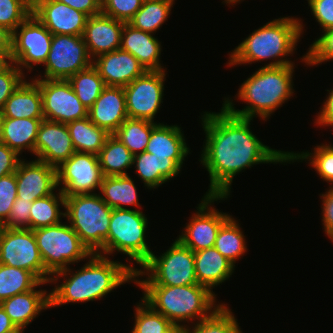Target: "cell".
Masks as SVG:
<instances>
[{
    "mask_svg": "<svg viewBox=\"0 0 333 333\" xmlns=\"http://www.w3.org/2000/svg\"><path fill=\"white\" fill-rule=\"evenodd\" d=\"M203 112L202 128L206 134L199 162L207 169L210 186L205 195L229 196L236 174L261 163H288V151L263 144L250 129L252 119L229 113Z\"/></svg>",
    "mask_w": 333,
    "mask_h": 333,
    "instance_id": "1",
    "label": "cell"
},
{
    "mask_svg": "<svg viewBox=\"0 0 333 333\" xmlns=\"http://www.w3.org/2000/svg\"><path fill=\"white\" fill-rule=\"evenodd\" d=\"M87 260L89 261L75 273L69 267L52 275L49 283L57 284L60 277H64L62 280L65 281L52 288L51 307L100 300L118 286L135 281L137 268L133 265L113 261L108 256L97 253L91 254Z\"/></svg>",
    "mask_w": 333,
    "mask_h": 333,
    "instance_id": "2",
    "label": "cell"
},
{
    "mask_svg": "<svg viewBox=\"0 0 333 333\" xmlns=\"http://www.w3.org/2000/svg\"><path fill=\"white\" fill-rule=\"evenodd\" d=\"M294 69V65L258 68L240 85L236 94L247 106L242 110L235 109L230 97L224 98L222 106L234 116L252 120L258 116L266 121L293 96Z\"/></svg>",
    "mask_w": 333,
    "mask_h": 333,
    "instance_id": "3",
    "label": "cell"
},
{
    "mask_svg": "<svg viewBox=\"0 0 333 333\" xmlns=\"http://www.w3.org/2000/svg\"><path fill=\"white\" fill-rule=\"evenodd\" d=\"M301 21L292 16L280 17L256 29L229 54L228 67L266 59L273 61L265 67L295 65L293 61L284 57L293 55L296 50L295 47L303 34L304 25Z\"/></svg>",
    "mask_w": 333,
    "mask_h": 333,
    "instance_id": "4",
    "label": "cell"
},
{
    "mask_svg": "<svg viewBox=\"0 0 333 333\" xmlns=\"http://www.w3.org/2000/svg\"><path fill=\"white\" fill-rule=\"evenodd\" d=\"M143 300L172 324L185 328V322H197L210 317L223 303L216 304V295L199 285L163 286L138 285ZM193 319V320H192ZM180 322V323H179ZM181 322H184L181 324Z\"/></svg>",
    "mask_w": 333,
    "mask_h": 333,
    "instance_id": "5",
    "label": "cell"
},
{
    "mask_svg": "<svg viewBox=\"0 0 333 333\" xmlns=\"http://www.w3.org/2000/svg\"><path fill=\"white\" fill-rule=\"evenodd\" d=\"M101 193L65 196V218L81 242L94 254L105 256L112 209L100 197Z\"/></svg>",
    "mask_w": 333,
    "mask_h": 333,
    "instance_id": "6",
    "label": "cell"
},
{
    "mask_svg": "<svg viewBox=\"0 0 333 333\" xmlns=\"http://www.w3.org/2000/svg\"><path fill=\"white\" fill-rule=\"evenodd\" d=\"M143 268V269H142ZM146 279L139 280L141 276ZM137 277V278H136ZM136 285L185 286L198 284L195 273L194 252L175 239L162 255L153 252L135 271Z\"/></svg>",
    "mask_w": 333,
    "mask_h": 333,
    "instance_id": "7",
    "label": "cell"
},
{
    "mask_svg": "<svg viewBox=\"0 0 333 333\" xmlns=\"http://www.w3.org/2000/svg\"><path fill=\"white\" fill-rule=\"evenodd\" d=\"M147 228L148 220L142 211L113 208L105 239V256L116 250L142 266L152 253L145 240Z\"/></svg>",
    "mask_w": 333,
    "mask_h": 333,
    "instance_id": "8",
    "label": "cell"
},
{
    "mask_svg": "<svg viewBox=\"0 0 333 333\" xmlns=\"http://www.w3.org/2000/svg\"><path fill=\"white\" fill-rule=\"evenodd\" d=\"M33 232L44 267L51 275L92 254L69 224L60 222Z\"/></svg>",
    "mask_w": 333,
    "mask_h": 333,
    "instance_id": "9",
    "label": "cell"
},
{
    "mask_svg": "<svg viewBox=\"0 0 333 333\" xmlns=\"http://www.w3.org/2000/svg\"><path fill=\"white\" fill-rule=\"evenodd\" d=\"M0 264L32 272L41 282H50L37 241L31 229L0 228Z\"/></svg>",
    "mask_w": 333,
    "mask_h": 333,
    "instance_id": "10",
    "label": "cell"
},
{
    "mask_svg": "<svg viewBox=\"0 0 333 333\" xmlns=\"http://www.w3.org/2000/svg\"><path fill=\"white\" fill-rule=\"evenodd\" d=\"M93 65L83 36L53 35L51 48L44 63V76L38 79L68 80L72 75Z\"/></svg>",
    "mask_w": 333,
    "mask_h": 333,
    "instance_id": "11",
    "label": "cell"
},
{
    "mask_svg": "<svg viewBox=\"0 0 333 333\" xmlns=\"http://www.w3.org/2000/svg\"><path fill=\"white\" fill-rule=\"evenodd\" d=\"M53 34L31 14L13 32L11 61L23 72L45 63Z\"/></svg>",
    "mask_w": 333,
    "mask_h": 333,
    "instance_id": "12",
    "label": "cell"
},
{
    "mask_svg": "<svg viewBox=\"0 0 333 333\" xmlns=\"http://www.w3.org/2000/svg\"><path fill=\"white\" fill-rule=\"evenodd\" d=\"M56 176L57 187H61L58 189L64 196L95 193L100 189L104 177L98 156L83 152H75L61 163L56 168Z\"/></svg>",
    "mask_w": 333,
    "mask_h": 333,
    "instance_id": "13",
    "label": "cell"
},
{
    "mask_svg": "<svg viewBox=\"0 0 333 333\" xmlns=\"http://www.w3.org/2000/svg\"><path fill=\"white\" fill-rule=\"evenodd\" d=\"M228 197L204 195L196 213L192 214L189 223L177 239L193 252L214 247L218 230L231 215L219 212L212 204Z\"/></svg>",
    "mask_w": 333,
    "mask_h": 333,
    "instance_id": "14",
    "label": "cell"
},
{
    "mask_svg": "<svg viewBox=\"0 0 333 333\" xmlns=\"http://www.w3.org/2000/svg\"><path fill=\"white\" fill-rule=\"evenodd\" d=\"M32 80L40 88L46 120L68 124L88 117V109L78 99L68 80Z\"/></svg>",
    "mask_w": 333,
    "mask_h": 333,
    "instance_id": "15",
    "label": "cell"
},
{
    "mask_svg": "<svg viewBox=\"0 0 333 333\" xmlns=\"http://www.w3.org/2000/svg\"><path fill=\"white\" fill-rule=\"evenodd\" d=\"M166 70L146 71L124 88L126 110L129 118L154 122L163 103Z\"/></svg>",
    "mask_w": 333,
    "mask_h": 333,
    "instance_id": "16",
    "label": "cell"
},
{
    "mask_svg": "<svg viewBox=\"0 0 333 333\" xmlns=\"http://www.w3.org/2000/svg\"><path fill=\"white\" fill-rule=\"evenodd\" d=\"M17 198L33 202L51 195L57 187L56 167L37 159H22L15 171Z\"/></svg>",
    "mask_w": 333,
    "mask_h": 333,
    "instance_id": "17",
    "label": "cell"
},
{
    "mask_svg": "<svg viewBox=\"0 0 333 333\" xmlns=\"http://www.w3.org/2000/svg\"><path fill=\"white\" fill-rule=\"evenodd\" d=\"M75 152L67 125L43 119L34 148L37 160L57 168Z\"/></svg>",
    "mask_w": 333,
    "mask_h": 333,
    "instance_id": "18",
    "label": "cell"
},
{
    "mask_svg": "<svg viewBox=\"0 0 333 333\" xmlns=\"http://www.w3.org/2000/svg\"><path fill=\"white\" fill-rule=\"evenodd\" d=\"M93 66L105 85L114 87H125L146 72L132 54L121 49L97 56Z\"/></svg>",
    "mask_w": 333,
    "mask_h": 333,
    "instance_id": "19",
    "label": "cell"
},
{
    "mask_svg": "<svg viewBox=\"0 0 333 333\" xmlns=\"http://www.w3.org/2000/svg\"><path fill=\"white\" fill-rule=\"evenodd\" d=\"M53 34L82 36L88 16L62 2L47 0L32 11Z\"/></svg>",
    "mask_w": 333,
    "mask_h": 333,
    "instance_id": "20",
    "label": "cell"
},
{
    "mask_svg": "<svg viewBox=\"0 0 333 333\" xmlns=\"http://www.w3.org/2000/svg\"><path fill=\"white\" fill-rule=\"evenodd\" d=\"M124 24L102 12L88 17L82 36L92 59L120 49Z\"/></svg>",
    "mask_w": 333,
    "mask_h": 333,
    "instance_id": "21",
    "label": "cell"
},
{
    "mask_svg": "<svg viewBox=\"0 0 333 333\" xmlns=\"http://www.w3.org/2000/svg\"><path fill=\"white\" fill-rule=\"evenodd\" d=\"M88 118L110 135L114 134L128 118L124 88L106 86L88 110Z\"/></svg>",
    "mask_w": 333,
    "mask_h": 333,
    "instance_id": "22",
    "label": "cell"
},
{
    "mask_svg": "<svg viewBox=\"0 0 333 333\" xmlns=\"http://www.w3.org/2000/svg\"><path fill=\"white\" fill-rule=\"evenodd\" d=\"M153 35L125 23L120 49L132 54L146 71L165 70L160 63L161 42Z\"/></svg>",
    "mask_w": 333,
    "mask_h": 333,
    "instance_id": "23",
    "label": "cell"
},
{
    "mask_svg": "<svg viewBox=\"0 0 333 333\" xmlns=\"http://www.w3.org/2000/svg\"><path fill=\"white\" fill-rule=\"evenodd\" d=\"M10 320L24 331L42 310L51 308L50 292L32 289L28 292L14 295L0 303Z\"/></svg>",
    "mask_w": 333,
    "mask_h": 333,
    "instance_id": "24",
    "label": "cell"
},
{
    "mask_svg": "<svg viewBox=\"0 0 333 333\" xmlns=\"http://www.w3.org/2000/svg\"><path fill=\"white\" fill-rule=\"evenodd\" d=\"M145 151L154 154V157L170 158L182 169L190 149L181 127L158 123L152 129Z\"/></svg>",
    "mask_w": 333,
    "mask_h": 333,
    "instance_id": "25",
    "label": "cell"
},
{
    "mask_svg": "<svg viewBox=\"0 0 333 333\" xmlns=\"http://www.w3.org/2000/svg\"><path fill=\"white\" fill-rule=\"evenodd\" d=\"M195 273L199 285L213 292L215 286L228 280L235 265L222 256L215 247L194 252Z\"/></svg>",
    "mask_w": 333,
    "mask_h": 333,
    "instance_id": "26",
    "label": "cell"
},
{
    "mask_svg": "<svg viewBox=\"0 0 333 333\" xmlns=\"http://www.w3.org/2000/svg\"><path fill=\"white\" fill-rule=\"evenodd\" d=\"M1 113L3 118H44L39 86L25 79L7 99Z\"/></svg>",
    "mask_w": 333,
    "mask_h": 333,
    "instance_id": "27",
    "label": "cell"
},
{
    "mask_svg": "<svg viewBox=\"0 0 333 333\" xmlns=\"http://www.w3.org/2000/svg\"><path fill=\"white\" fill-rule=\"evenodd\" d=\"M45 118H3L0 142L19 155L24 150L34 154L37 134Z\"/></svg>",
    "mask_w": 333,
    "mask_h": 333,
    "instance_id": "28",
    "label": "cell"
},
{
    "mask_svg": "<svg viewBox=\"0 0 333 333\" xmlns=\"http://www.w3.org/2000/svg\"><path fill=\"white\" fill-rule=\"evenodd\" d=\"M133 165L147 189H156L177 177L181 168L170 158L154 157L146 151L134 155Z\"/></svg>",
    "mask_w": 333,
    "mask_h": 333,
    "instance_id": "29",
    "label": "cell"
},
{
    "mask_svg": "<svg viewBox=\"0 0 333 333\" xmlns=\"http://www.w3.org/2000/svg\"><path fill=\"white\" fill-rule=\"evenodd\" d=\"M99 191L102 193L100 197L111 208L129 209L126 205L141 207L137 188L129 175L104 176Z\"/></svg>",
    "mask_w": 333,
    "mask_h": 333,
    "instance_id": "30",
    "label": "cell"
},
{
    "mask_svg": "<svg viewBox=\"0 0 333 333\" xmlns=\"http://www.w3.org/2000/svg\"><path fill=\"white\" fill-rule=\"evenodd\" d=\"M67 128L76 152L98 155L110 134L96 126L88 117L69 122Z\"/></svg>",
    "mask_w": 333,
    "mask_h": 333,
    "instance_id": "31",
    "label": "cell"
},
{
    "mask_svg": "<svg viewBox=\"0 0 333 333\" xmlns=\"http://www.w3.org/2000/svg\"><path fill=\"white\" fill-rule=\"evenodd\" d=\"M97 156L103 176L128 175L126 170L134 161V155L113 134L107 138Z\"/></svg>",
    "mask_w": 333,
    "mask_h": 333,
    "instance_id": "32",
    "label": "cell"
},
{
    "mask_svg": "<svg viewBox=\"0 0 333 333\" xmlns=\"http://www.w3.org/2000/svg\"><path fill=\"white\" fill-rule=\"evenodd\" d=\"M59 192L36 199L32 202L30 209V229L48 227L59 224L65 218V212L60 211V206L65 208V196ZM60 202V203H59Z\"/></svg>",
    "mask_w": 333,
    "mask_h": 333,
    "instance_id": "33",
    "label": "cell"
},
{
    "mask_svg": "<svg viewBox=\"0 0 333 333\" xmlns=\"http://www.w3.org/2000/svg\"><path fill=\"white\" fill-rule=\"evenodd\" d=\"M245 242L239 223L231 215L218 230L214 247L235 265L247 251Z\"/></svg>",
    "mask_w": 333,
    "mask_h": 333,
    "instance_id": "34",
    "label": "cell"
},
{
    "mask_svg": "<svg viewBox=\"0 0 333 333\" xmlns=\"http://www.w3.org/2000/svg\"><path fill=\"white\" fill-rule=\"evenodd\" d=\"M49 282H41L32 272L0 264V303Z\"/></svg>",
    "mask_w": 333,
    "mask_h": 333,
    "instance_id": "35",
    "label": "cell"
},
{
    "mask_svg": "<svg viewBox=\"0 0 333 333\" xmlns=\"http://www.w3.org/2000/svg\"><path fill=\"white\" fill-rule=\"evenodd\" d=\"M175 0H144L142 7L128 22L144 32L154 34L171 15Z\"/></svg>",
    "mask_w": 333,
    "mask_h": 333,
    "instance_id": "36",
    "label": "cell"
},
{
    "mask_svg": "<svg viewBox=\"0 0 333 333\" xmlns=\"http://www.w3.org/2000/svg\"><path fill=\"white\" fill-rule=\"evenodd\" d=\"M157 124V122L128 117L113 135L116 136L133 155H136L146 150L152 129Z\"/></svg>",
    "mask_w": 333,
    "mask_h": 333,
    "instance_id": "37",
    "label": "cell"
},
{
    "mask_svg": "<svg viewBox=\"0 0 333 333\" xmlns=\"http://www.w3.org/2000/svg\"><path fill=\"white\" fill-rule=\"evenodd\" d=\"M135 307V322L131 333H182L183 328L172 324L142 298Z\"/></svg>",
    "mask_w": 333,
    "mask_h": 333,
    "instance_id": "38",
    "label": "cell"
},
{
    "mask_svg": "<svg viewBox=\"0 0 333 333\" xmlns=\"http://www.w3.org/2000/svg\"><path fill=\"white\" fill-rule=\"evenodd\" d=\"M68 82L78 99L88 110L106 87L98 70L93 65L72 75Z\"/></svg>",
    "mask_w": 333,
    "mask_h": 333,
    "instance_id": "39",
    "label": "cell"
},
{
    "mask_svg": "<svg viewBox=\"0 0 333 333\" xmlns=\"http://www.w3.org/2000/svg\"><path fill=\"white\" fill-rule=\"evenodd\" d=\"M186 326L182 333H243L237 319L224 303L210 317ZM192 328V330H191Z\"/></svg>",
    "mask_w": 333,
    "mask_h": 333,
    "instance_id": "40",
    "label": "cell"
},
{
    "mask_svg": "<svg viewBox=\"0 0 333 333\" xmlns=\"http://www.w3.org/2000/svg\"><path fill=\"white\" fill-rule=\"evenodd\" d=\"M288 163L303 161L308 159L309 165L314 168L318 175L324 181L328 183H333V145L331 144H322L315 146L314 152H301L294 153L288 152Z\"/></svg>",
    "mask_w": 333,
    "mask_h": 333,
    "instance_id": "41",
    "label": "cell"
},
{
    "mask_svg": "<svg viewBox=\"0 0 333 333\" xmlns=\"http://www.w3.org/2000/svg\"><path fill=\"white\" fill-rule=\"evenodd\" d=\"M31 14L23 0H0V25L12 33Z\"/></svg>",
    "mask_w": 333,
    "mask_h": 333,
    "instance_id": "42",
    "label": "cell"
},
{
    "mask_svg": "<svg viewBox=\"0 0 333 333\" xmlns=\"http://www.w3.org/2000/svg\"><path fill=\"white\" fill-rule=\"evenodd\" d=\"M310 45L301 59L308 66H315L333 60V28L324 32Z\"/></svg>",
    "mask_w": 333,
    "mask_h": 333,
    "instance_id": "43",
    "label": "cell"
},
{
    "mask_svg": "<svg viewBox=\"0 0 333 333\" xmlns=\"http://www.w3.org/2000/svg\"><path fill=\"white\" fill-rule=\"evenodd\" d=\"M144 0H101V12L128 23L142 7Z\"/></svg>",
    "mask_w": 333,
    "mask_h": 333,
    "instance_id": "44",
    "label": "cell"
},
{
    "mask_svg": "<svg viewBox=\"0 0 333 333\" xmlns=\"http://www.w3.org/2000/svg\"><path fill=\"white\" fill-rule=\"evenodd\" d=\"M17 199V181L15 173L0 178V225L9 217Z\"/></svg>",
    "mask_w": 333,
    "mask_h": 333,
    "instance_id": "45",
    "label": "cell"
},
{
    "mask_svg": "<svg viewBox=\"0 0 333 333\" xmlns=\"http://www.w3.org/2000/svg\"><path fill=\"white\" fill-rule=\"evenodd\" d=\"M24 77V73L13 62L0 72V111L3 109L7 99L25 80Z\"/></svg>",
    "mask_w": 333,
    "mask_h": 333,
    "instance_id": "46",
    "label": "cell"
},
{
    "mask_svg": "<svg viewBox=\"0 0 333 333\" xmlns=\"http://www.w3.org/2000/svg\"><path fill=\"white\" fill-rule=\"evenodd\" d=\"M32 202L17 198L9 217L1 225L5 229H30V209Z\"/></svg>",
    "mask_w": 333,
    "mask_h": 333,
    "instance_id": "47",
    "label": "cell"
},
{
    "mask_svg": "<svg viewBox=\"0 0 333 333\" xmlns=\"http://www.w3.org/2000/svg\"><path fill=\"white\" fill-rule=\"evenodd\" d=\"M308 6L322 32L333 28V0H307Z\"/></svg>",
    "mask_w": 333,
    "mask_h": 333,
    "instance_id": "48",
    "label": "cell"
},
{
    "mask_svg": "<svg viewBox=\"0 0 333 333\" xmlns=\"http://www.w3.org/2000/svg\"><path fill=\"white\" fill-rule=\"evenodd\" d=\"M19 154L0 142V178L15 173L22 160Z\"/></svg>",
    "mask_w": 333,
    "mask_h": 333,
    "instance_id": "49",
    "label": "cell"
},
{
    "mask_svg": "<svg viewBox=\"0 0 333 333\" xmlns=\"http://www.w3.org/2000/svg\"><path fill=\"white\" fill-rule=\"evenodd\" d=\"M322 199V224L325 234L333 241V186L321 194Z\"/></svg>",
    "mask_w": 333,
    "mask_h": 333,
    "instance_id": "50",
    "label": "cell"
},
{
    "mask_svg": "<svg viewBox=\"0 0 333 333\" xmlns=\"http://www.w3.org/2000/svg\"><path fill=\"white\" fill-rule=\"evenodd\" d=\"M62 2L80 12H83L88 17L101 13V0H56Z\"/></svg>",
    "mask_w": 333,
    "mask_h": 333,
    "instance_id": "51",
    "label": "cell"
},
{
    "mask_svg": "<svg viewBox=\"0 0 333 333\" xmlns=\"http://www.w3.org/2000/svg\"><path fill=\"white\" fill-rule=\"evenodd\" d=\"M328 93L326 101H324L321 110L318 112L315 123L319 126H332L333 128V88Z\"/></svg>",
    "mask_w": 333,
    "mask_h": 333,
    "instance_id": "52",
    "label": "cell"
},
{
    "mask_svg": "<svg viewBox=\"0 0 333 333\" xmlns=\"http://www.w3.org/2000/svg\"><path fill=\"white\" fill-rule=\"evenodd\" d=\"M13 33L0 25V52H12Z\"/></svg>",
    "mask_w": 333,
    "mask_h": 333,
    "instance_id": "53",
    "label": "cell"
},
{
    "mask_svg": "<svg viewBox=\"0 0 333 333\" xmlns=\"http://www.w3.org/2000/svg\"><path fill=\"white\" fill-rule=\"evenodd\" d=\"M19 331L0 305V333H16Z\"/></svg>",
    "mask_w": 333,
    "mask_h": 333,
    "instance_id": "54",
    "label": "cell"
},
{
    "mask_svg": "<svg viewBox=\"0 0 333 333\" xmlns=\"http://www.w3.org/2000/svg\"><path fill=\"white\" fill-rule=\"evenodd\" d=\"M11 54L12 52H0V72L12 63Z\"/></svg>",
    "mask_w": 333,
    "mask_h": 333,
    "instance_id": "55",
    "label": "cell"
},
{
    "mask_svg": "<svg viewBox=\"0 0 333 333\" xmlns=\"http://www.w3.org/2000/svg\"><path fill=\"white\" fill-rule=\"evenodd\" d=\"M26 6L33 11L36 9L41 3L47 1V0H23Z\"/></svg>",
    "mask_w": 333,
    "mask_h": 333,
    "instance_id": "56",
    "label": "cell"
},
{
    "mask_svg": "<svg viewBox=\"0 0 333 333\" xmlns=\"http://www.w3.org/2000/svg\"><path fill=\"white\" fill-rule=\"evenodd\" d=\"M242 2V0H224V1H222V2H225L226 3V5L228 4V5H236V3H239V2Z\"/></svg>",
    "mask_w": 333,
    "mask_h": 333,
    "instance_id": "57",
    "label": "cell"
},
{
    "mask_svg": "<svg viewBox=\"0 0 333 333\" xmlns=\"http://www.w3.org/2000/svg\"><path fill=\"white\" fill-rule=\"evenodd\" d=\"M2 120H3V116H2V113L0 111V136H1Z\"/></svg>",
    "mask_w": 333,
    "mask_h": 333,
    "instance_id": "58",
    "label": "cell"
}]
</instances>
